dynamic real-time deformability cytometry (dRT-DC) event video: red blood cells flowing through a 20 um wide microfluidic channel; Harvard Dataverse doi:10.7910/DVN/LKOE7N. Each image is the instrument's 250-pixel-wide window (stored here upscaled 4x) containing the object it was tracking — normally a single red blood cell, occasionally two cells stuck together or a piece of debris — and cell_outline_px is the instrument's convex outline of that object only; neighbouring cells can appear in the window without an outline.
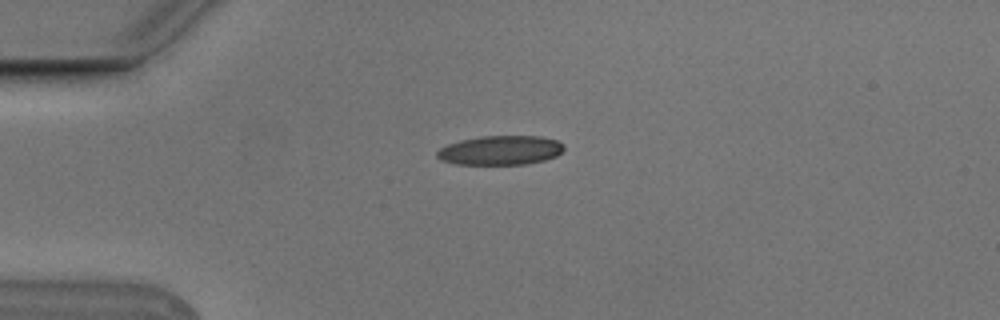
{"species": "Egyptian fruit bat (a non-hibernating species)", "species_latin": "Rousettus aegyptiacus", "temperature_condition": "cold", "stored_images_in_passage": 7, "camera_frame_rate_fps": 3000, "um_per_image_px": 0.085, "animal": {"sex": "male"}, "frame": {"image": 1, "passage_image": 1, "time_ms": 0.0, "image_size_px": [1000, 320], "cell_outline_px": [[564, 148], [556, 156], [544, 160], [528, 164], [456, 164], [440, 160], [436, 156], [436, 152], [440, 148], [448, 144], [460, 140], [484, 136], [540, 136], [556, 140], [564, 144]], "centroid_in_image_um": [42.53, 12.77], "position_along_channel_um": 42.5, "area_um2": 21.62}}
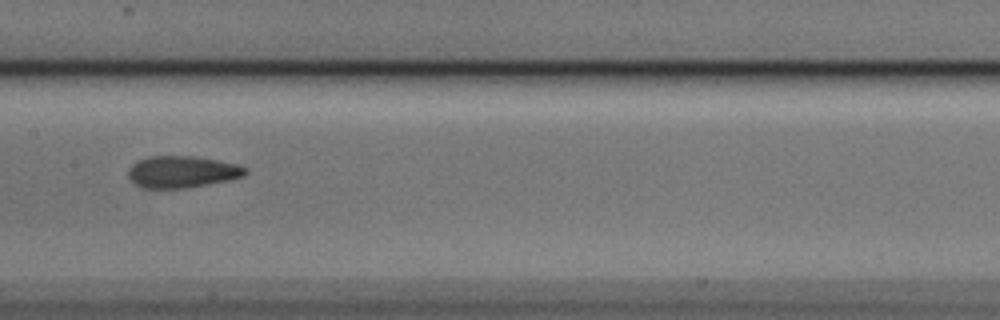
{"frame": {"image": 2, "passage_image": 5, "time_ms": 1.333, "image_size_px": [1000, 320], "cell_outline_px": [[248, 172], [244, 176], [228, 180], [208, 184], [184, 188], [144, 188], [136, 184], [128, 176], [128, 168], [132, 164], [148, 156], [196, 156], [236, 164], [248, 168]], "centroid_in_image_um": [15.49, 14.6], "position_along_channel_um": 191.9, "area_um2": 21.62}}
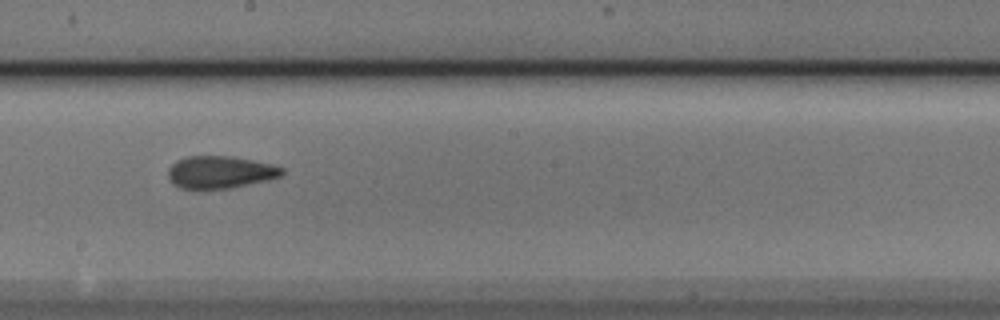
{"frame": {"image": 3, "passage_image": 6, "time_ms": 1.667, "image_size_px": [1000, 320], "cell_outline_px": [[284, 172], [280, 176], [268, 180], [232, 188], [204, 192], [200, 192], [180, 188], [172, 184], [168, 176], [168, 168], [176, 160], [188, 156], [232, 156], [272, 164], [284, 168]], "centroid_in_image_um": [18.66, 14.68], "position_along_channel_um": 229.5, "area_um2": 22.31}}